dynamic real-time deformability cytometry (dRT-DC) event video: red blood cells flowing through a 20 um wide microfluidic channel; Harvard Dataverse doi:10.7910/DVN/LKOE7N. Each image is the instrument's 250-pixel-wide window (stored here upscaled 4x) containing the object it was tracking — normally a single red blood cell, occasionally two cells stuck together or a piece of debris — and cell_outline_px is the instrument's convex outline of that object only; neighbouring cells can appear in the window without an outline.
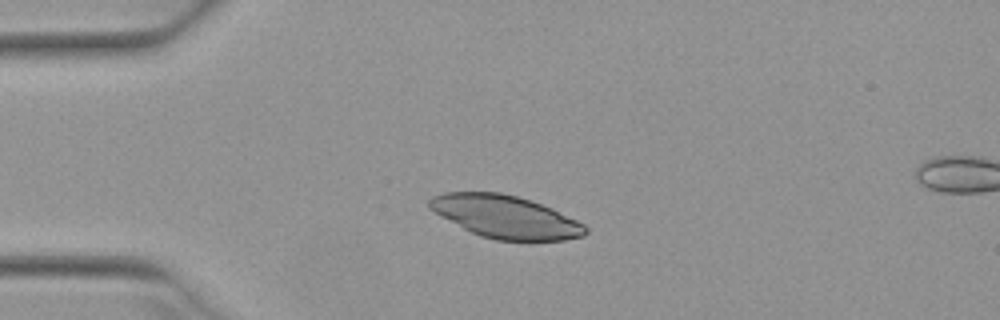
{"species": "Egyptian fruit bat (a non-hibernating species)", "species_latin": "Rousettus aegyptiacus", "temperature_condition": "warm", "stored_images_in_passage": 40, "camera_frame_rate_fps": 3000, "um_per_image_px": 0.085, "animal": {"sex": "female"}, "frame": {"image": 1, "passage_image": 1, "time_ms": 0.0, "image_size_px": [1000, 320], "cell_outline_px": [[588, 232], [584, 236], [564, 240], [496, 240], [480, 236], [464, 228], [436, 212], [428, 204], [428, 200], [432, 196], [444, 192], [500, 192], [516, 196], [552, 208], [584, 224], [588, 228]], "centroid_in_image_um": [43.0, 18.42], "position_along_channel_um": 42.0, "area_um2": 38.26}}